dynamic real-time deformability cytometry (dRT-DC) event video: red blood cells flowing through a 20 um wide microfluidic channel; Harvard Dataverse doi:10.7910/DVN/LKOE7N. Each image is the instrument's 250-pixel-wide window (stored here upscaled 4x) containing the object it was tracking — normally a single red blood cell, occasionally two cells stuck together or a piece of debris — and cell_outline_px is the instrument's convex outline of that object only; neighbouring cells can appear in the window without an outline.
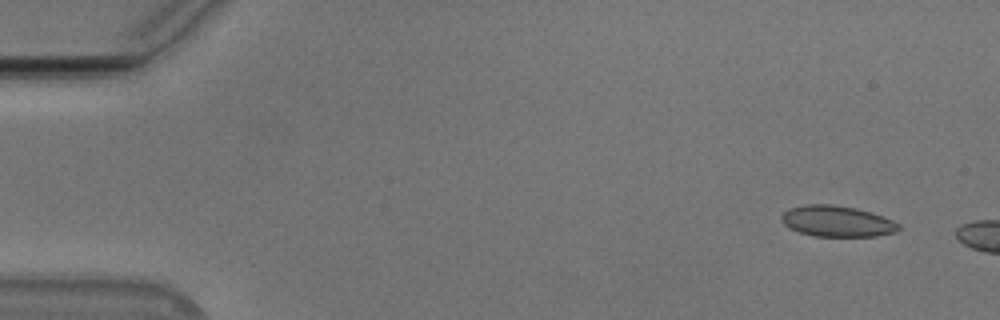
{"species": "Egyptian fruit bat (a non-hibernating species)", "species_latin": "Rousettus aegyptiacus", "temperature_condition": "cold", "stored_images_in_passage": 5, "camera_frame_rate_fps": 3000, "um_per_image_px": 0.085, "animal": {"sex": "male"}, "frame": {"image": 1, "passage_image": 1, "time_ms": 0.0, "image_size_px": [1000, 320], "cell_outline_px": [[900, 228], [896, 232], [876, 236], [812, 236], [788, 228], [780, 220], [780, 216], [788, 208], [804, 204], [832, 204], [856, 208], [892, 220], [900, 224]], "centroid_in_image_um": [71.09, 18.8], "position_along_channel_um": 13.9, "area_um2": 21.21}}